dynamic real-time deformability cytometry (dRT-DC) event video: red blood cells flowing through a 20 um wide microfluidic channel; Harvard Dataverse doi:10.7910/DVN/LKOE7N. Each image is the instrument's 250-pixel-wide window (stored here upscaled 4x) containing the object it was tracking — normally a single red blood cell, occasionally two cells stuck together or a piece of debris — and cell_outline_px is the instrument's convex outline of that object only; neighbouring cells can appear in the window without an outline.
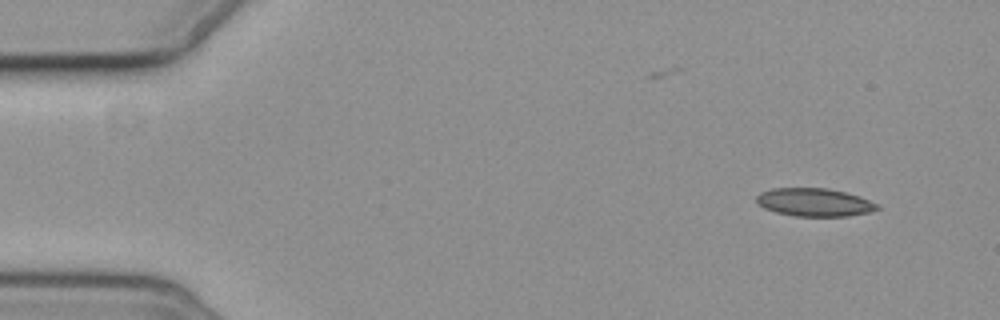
{"species": "common noctule bat (a hibernating species)", "species_latin": "Nyctalus noctula", "temperature_condition": "cold", "stored_images_in_passage": 5, "camera_frame_rate_fps": 3000, "um_per_image_px": 0.085, "animal": {"sex": "female", "body_mass_g": 19.3, "forearm_length_mm": 54.1}, "frame": {"image": 1, "passage_image": 1, "time_ms": 0.0, "image_size_px": [1000, 320], "cell_outline_px": [[880, 208], [868, 212], [848, 216], [796, 216], [776, 212], [764, 208], [756, 200], [756, 196], [760, 192], [772, 188], [828, 188], [860, 196], [880, 204]], "centroid_in_image_um": [69.24, 17.19], "position_along_channel_um": 15.8, "area_um2": 19.77}}
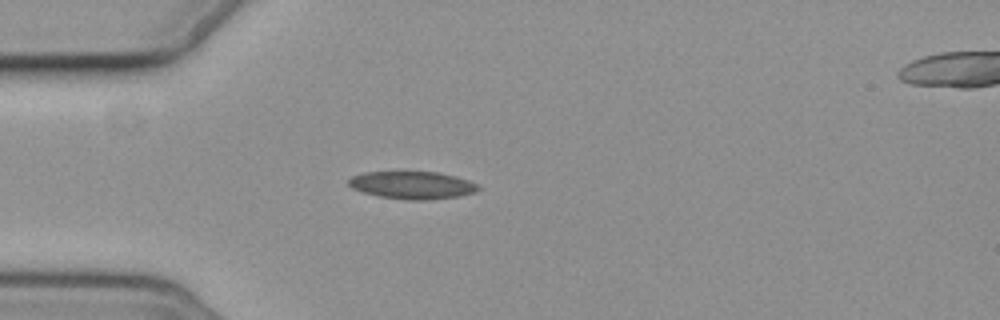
{"frame": {"image": 2, "passage_image": 4, "time_ms": 3.667, "image_size_px": [1000, 320], "cell_outline_px": [[480, 188], [476, 192], [460, 196], [428, 200], [408, 200], [380, 196], [364, 192], [352, 188], [348, 184], [348, 180], [352, 176], [364, 172], [440, 172], [456, 176], [468, 180], [476, 184]], "centroid_in_image_um": [35.07, 15.73], "position_along_channel_um": 49.9, "area_um2": 20.81}}